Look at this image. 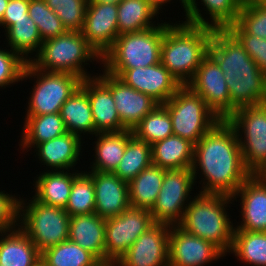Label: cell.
Returning <instances> with one entry per match:
<instances>
[{
  "mask_svg": "<svg viewBox=\"0 0 266 266\" xmlns=\"http://www.w3.org/2000/svg\"><path fill=\"white\" fill-rule=\"evenodd\" d=\"M191 169L195 181L198 171L204 176L198 192L228 196L252 175L244 166L236 130L227 120L219 121L194 145Z\"/></svg>",
  "mask_w": 266,
  "mask_h": 266,
  "instance_id": "1",
  "label": "cell"
},
{
  "mask_svg": "<svg viewBox=\"0 0 266 266\" xmlns=\"http://www.w3.org/2000/svg\"><path fill=\"white\" fill-rule=\"evenodd\" d=\"M208 53L224 72L231 115L237 108L266 102V74L228 29H213Z\"/></svg>",
  "mask_w": 266,
  "mask_h": 266,
  "instance_id": "2",
  "label": "cell"
},
{
  "mask_svg": "<svg viewBox=\"0 0 266 266\" xmlns=\"http://www.w3.org/2000/svg\"><path fill=\"white\" fill-rule=\"evenodd\" d=\"M178 22L163 34L160 63L185 86L208 54L213 28Z\"/></svg>",
  "mask_w": 266,
  "mask_h": 266,
  "instance_id": "3",
  "label": "cell"
},
{
  "mask_svg": "<svg viewBox=\"0 0 266 266\" xmlns=\"http://www.w3.org/2000/svg\"><path fill=\"white\" fill-rule=\"evenodd\" d=\"M232 202V196L199 192L187 205L178 226L211 242L226 256L231 250L235 230L226 211Z\"/></svg>",
  "mask_w": 266,
  "mask_h": 266,
  "instance_id": "4",
  "label": "cell"
},
{
  "mask_svg": "<svg viewBox=\"0 0 266 266\" xmlns=\"http://www.w3.org/2000/svg\"><path fill=\"white\" fill-rule=\"evenodd\" d=\"M34 57L30 63L38 70L72 73L82 80L93 77L84 69V66L89 64L87 62L93 60L102 65L101 57L81 32L66 31L43 41L39 53Z\"/></svg>",
  "mask_w": 266,
  "mask_h": 266,
  "instance_id": "5",
  "label": "cell"
},
{
  "mask_svg": "<svg viewBox=\"0 0 266 266\" xmlns=\"http://www.w3.org/2000/svg\"><path fill=\"white\" fill-rule=\"evenodd\" d=\"M169 22L138 32L119 35L102 56L103 69H133L160 63L163 34Z\"/></svg>",
  "mask_w": 266,
  "mask_h": 266,
  "instance_id": "6",
  "label": "cell"
},
{
  "mask_svg": "<svg viewBox=\"0 0 266 266\" xmlns=\"http://www.w3.org/2000/svg\"><path fill=\"white\" fill-rule=\"evenodd\" d=\"M25 201L21 198L19 202V228L40 252L68 240L70 216L65 209L46 205L34 197Z\"/></svg>",
  "mask_w": 266,
  "mask_h": 266,
  "instance_id": "7",
  "label": "cell"
},
{
  "mask_svg": "<svg viewBox=\"0 0 266 266\" xmlns=\"http://www.w3.org/2000/svg\"><path fill=\"white\" fill-rule=\"evenodd\" d=\"M36 78L28 100L26 115L60 113L61 106L81 85L82 79L72 73L48 72L35 68L27 62L22 79Z\"/></svg>",
  "mask_w": 266,
  "mask_h": 266,
  "instance_id": "8",
  "label": "cell"
},
{
  "mask_svg": "<svg viewBox=\"0 0 266 266\" xmlns=\"http://www.w3.org/2000/svg\"><path fill=\"white\" fill-rule=\"evenodd\" d=\"M173 135L180 136L195 145L221 119L206 105L204 99L182 86L167 102Z\"/></svg>",
  "mask_w": 266,
  "mask_h": 266,
  "instance_id": "9",
  "label": "cell"
},
{
  "mask_svg": "<svg viewBox=\"0 0 266 266\" xmlns=\"http://www.w3.org/2000/svg\"><path fill=\"white\" fill-rule=\"evenodd\" d=\"M227 121L236 130L244 166L253 174L266 160V102L237 108Z\"/></svg>",
  "mask_w": 266,
  "mask_h": 266,
  "instance_id": "10",
  "label": "cell"
},
{
  "mask_svg": "<svg viewBox=\"0 0 266 266\" xmlns=\"http://www.w3.org/2000/svg\"><path fill=\"white\" fill-rule=\"evenodd\" d=\"M195 183L191 168L166 170L156 202L150 210L154 223L178 225L192 199L190 194Z\"/></svg>",
  "mask_w": 266,
  "mask_h": 266,
  "instance_id": "11",
  "label": "cell"
},
{
  "mask_svg": "<svg viewBox=\"0 0 266 266\" xmlns=\"http://www.w3.org/2000/svg\"><path fill=\"white\" fill-rule=\"evenodd\" d=\"M154 224L147 209L130 207L105 221V264L114 266L130 246Z\"/></svg>",
  "mask_w": 266,
  "mask_h": 266,
  "instance_id": "12",
  "label": "cell"
},
{
  "mask_svg": "<svg viewBox=\"0 0 266 266\" xmlns=\"http://www.w3.org/2000/svg\"><path fill=\"white\" fill-rule=\"evenodd\" d=\"M186 86L202 97L207 107L221 120L231 116V100L224 72L208 53Z\"/></svg>",
  "mask_w": 266,
  "mask_h": 266,
  "instance_id": "13",
  "label": "cell"
},
{
  "mask_svg": "<svg viewBox=\"0 0 266 266\" xmlns=\"http://www.w3.org/2000/svg\"><path fill=\"white\" fill-rule=\"evenodd\" d=\"M103 70L133 89L151 96L159 104L167 102L182 87L161 63L133 69Z\"/></svg>",
  "mask_w": 266,
  "mask_h": 266,
  "instance_id": "14",
  "label": "cell"
},
{
  "mask_svg": "<svg viewBox=\"0 0 266 266\" xmlns=\"http://www.w3.org/2000/svg\"><path fill=\"white\" fill-rule=\"evenodd\" d=\"M170 225L154 223L114 266H169Z\"/></svg>",
  "mask_w": 266,
  "mask_h": 266,
  "instance_id": "15",
  "label": "cell"
},
{
  "mask_svg": "<svg viewBox=\"0 0 266 266\" xmlns=\"http://www.w3.org/2000/svg\"><path fill=\"white\" fill-rule=\"evenodd\" d=\"M102 73L83 79L80 85L88 94L95 134L124 131L110 92V74Z\"/></svg>",
  "mask_w": 266,
  "mask_h": 266,
  "instance_id": "16",
  "label": "cell"
},
{
  "mask_svg": "<svg viewBox=\"0 0 266 266\" xmlns=\"http://www.w3.org/2000/svg\"><path fill=\"white\" fill-rule=\"evenodd\" d=\"M168 256L169 266H204L225 255L211 242L171 225Z\"/></svg>",
  "mask_w": 266,
  "mask_h": 266,
  "instance_id": "17",
  "label": "cell"
},
{
  "mask_svg": "<svg viewBox=\"0 0 266 266\" xmlns=\"http://www.w3.org/2000/svg\"><path fill=\"white\" fill-rule=\"evenodd\" d=\"M118 8L110 3H88L80 31L89 45L102 56L112 47L118 34Z\"/></svg>",
  "mask_w": 266,
  "mask_h": 266,
  "instance_id": "18",
  "label": "cell"
},
{
  "mask_svg": "<svg viewBox=\"0 0 266 266\" xmlns=\"http://www.w3.org/2000/svg\"><path fill=\"white\" fill-rule=\"evenodd\" d=\"M92 179L95 190V213L108 219L131 207L128 182L112 172L85 171Z\"/></svg>",
  "mask_w": 266,
  "mask_h": 266,
  "instance_id": "19",
  "label": "cell"
},
{
  "mask_svg": "<svg viewBox=\"0 0 266 266\" xmlns=\"http://www.w3.org/2000/svg\"><path fill=\"white\" fill-rule=\"evenodd\" d=\"M110 92L121 123L126 130L133 131L140 121L159 104L151 96L133 89L111 74Z\"/></svg>",
  "mask_w": 266,
  "mask_h": 266,
  "instance_id": "20",
  "label": "cell"
},
{
  "mask_svg": "<svg viewBox=\"0 0 266 266\" xmlns=\"http://www.w3.org/2000/svg\"><path fill=\"white\" fill-rule=\"evenodd\" d=\"M240 197L241 225L235 230L266 232V182L251 175L232 196Z\"/></svg>",
  "mask_w": 266,
  "mask_h": 266,
  "instance_id": "21",
  "label": "cell"
},
{
  "mask_svg": "<svg viewBox=\"0 0 266 266\" xmlns=\"http://www.w3.org/2000/svg\"><path fill=\"white\" fill-rule=\"evenodd\" d=\"M82 138L73 133H65L49 141L38 144L34 149L42 165L51 171L69 170L76 166L82 155ZM81 153V154H80Z\"/></svg>",
  "mask_w": 266,
  "mask_h": 266,
  "instance_id": "22",
  "label": "cell"
},
{
  "mask_svg": "<svg viewBox=\"0 0 266 266\" xmlns=\"http://www.w3.org/2000/svg\"><path fill=\"white\" fill-rule=\"evenodd\" d=\"M105 221L96 213L70 217L68 240L91 252L105 264Z\"/></svg>",
  "mask_w": 266,
  "mask_h": 266,
  "instance_id": "23",
  "label": "cell"
},
{
  "mask_svg": "<svg viewBox=\"0 0 266 266\" xmlns=\"http://www.w3.org/2000/svg\"><path fill=\"white\" fill-rule=\"evenodd\" d=\"M200 2L204 5V11H207L205 14L210 15L211 21L208 22L209 20L202 16L196 0H186L184 22L213 29H228L237 22L241 10L238 0H201Z\"/></svg>",
  "mask_w": 266,
  "mask_h": 266,
  "instance_id": "24",
  "label": "cell"
},
{
  "mask_svg": "<svg viewBox=\"0 0 266 266\" xmlns=\"http://www.w3.org/2000/svg\"><path fill=\"white\" fill-rule=\"evenodd\" d=\"M79 173L78 170L70 173V170L67 172L66 170L51 171L50 169L40 173L38 177L36 176V181H33L35 182L33 189H36L32 197L46 205L65 209L73 179Z\"/></svg>",
  "mask_w": 266,
  "mask_h": 266,
  "instance_id": "25",
  "label": "cell"
},
{
  "mask_svg": "<svg viewBox=\"0 0 266 266\" xmlns=\"http://www.w3.org/2000/svg\"><path fill=\"white\" fill-rule=\"evenodd\" d=\"M0 236V266H32L41 259V252L19 227Z\"/></svg>",
  "mask_w": 266,
  "mask_h": 266,
  "instance_id": "26",
  "label": "cell"
},
{
  "mask_svg": "<svg viewBox=\"0 0 266 266\" xmlns=\"http://www.w3.org/2000/svg\"><path fill=\"white\" fill-rule=\"evenodd\" d=\"M194 145L172 135L151 145L152 164L165 170L191 168Z\"/></svg>",
  "mask_w": 266,
  "mask_h": 266,
  "instance_id": "27",
  "label": "cell"
},
{
  "mask_svg": "<svg viewBox=\"0 0 266 266\" xmlns=\"http://www.w3.org/2000/svg\"><path fill=\"white\" fill-rule=\"evenodd\" d=\"M133 136L131 130L95 134V156L91 171L114 172L121 161L128 140Z\"/></svg>",
  "mask_w": 266,
  "mask_h": 266,
  "instance_id": "28",
  "label": "cell"
},
{
  "mask_svg": "<svg viewBox=\"0 0 266 266\" xmlns=\"http://www.w3.org/2000/svg\"><path fill=\"white\" fill-rule=\"evenodd\" d=\"M60 116L68 133L94 134V120L87 92L79 86L61 106Z\"/></svg>",
  "mask_w": 266,
  "mask_h": 266,
  "instance_id": "29",
  "label": "cell"
},
{
  "mask_svg": "<svg viewBox=\"0 0 266 266\" xmlns=\"http://www.w3.org/2000/svg\"><path fill=\"white\" fill-rule=\"evenodd\" d=\"M22 128V149L35 148L38 144L67 133L60 113L45 115H26Z\"/></svg>",
  "mask_w": 266,
  "mask_h": 266,
  "instance_id": "30",
  "label": "cell"
},
{
  "mask_svg": "<svg viewBox=\"0 0 266 266\" xmlns=\"http://www.w3.org/2000/svg\"><path fill=\"white\" fill-rule=\"evenodd\" d=\"M165 169L154 164L128 182L131 207L151 210L162 186Z\"/></svg>",
  "mask_w": 266,
  "mask_h": 266,
  "instance_id": "31",
  "label": "cell"
},
{
  "mask_svg": "<svg viewBox=\"0 0 266 266\" xmlns=\"http://www.w3.org/2000/svg\"><path fill=\"white\" fill-rule=\"evenodd\" d=\"M117 8L119 35L143 31L160 24H154L153 21L160 14L159 10L148 0H122Z\"/></svg>",
  "mask_w": 266,
  "mask_h": 266,
  "instance_id": "32",
  "label": "cell"
},
{
  "mask_svg": "<svg viewBox=\"0 0 266 266\" xmlns=\"http://www.w3.org/2000/svg\"><path fill=\"white\" fill-rule=\"evenodd\" d=\"M6 35L11 50L17 53L26 63L34 58L29 55L34 52H36V55L39 53L43 43L36 23L31 17L15 20V23L6 31Z\"/></svg>",
  "mask_w": 266,
  "mask_h": 266,
  "instance_id": "33",
  "label": "cell"
},
{
  "mask_svg": "<svg viewBox=\"0 0 266 266\" xmlns=\"http://www.w3.org/2000/svg\"><path fill=\"white\" fill-rule=\"evenodd\" d=\"M230 253L244 264L266 266V232L234 230Z\"/></svg>",
  "mask_w": 266,
  "mask_h": 266,
  "instance_id": "34",
  "label": "cell"
},
{
  "mask_svg": "<svg viewBox=\"0 0 266 266\" xmlns=\"http://www.w3.org/2000/svg\"><path fill=\"white\" fill-rule=\"evenodd\" d=\"M47 266H100L102 263L89 251L70 240L41 252Z\"/></svg>",
  "mask_w": 266,
  "mask_h": 266,
  "instance_id": "35",
  "label": "cell"
},
{
  "mask_svg": "<svg viewBox=\"0 0 266 266\" xmlns=\"http://www.w3.org/2000/svg\"><path fill=\"white\" fill-rule=\"evenodd\" d=\"M151 164V145L133 135L128 140L124 155L113 173L120 179L129 182Z\"/></svg>",
  "mask_w": 266,
  "mask_h": 266,
  "instance_id": "36",
  "label": "cell"
},
{
  "mask_svg": "<svg viewBox=\"0 0 266 266\" xmlns=\"http://www.w3.org/2000/svg\"><path fill=\"white\" fill-rule=\"evenodd\" d=\"M132 132L137 139L150 145L172 136V121L167 108L163 104H158L140 121Z\"/></svg>",
  "mask_w": 266,
  "mask_h": 266,
  "instance_id": "37",
  "label": "cell"
},
{
  "mask_svg": "<svg viewBox=\"0 0 266 266\" xmlns=\"http://www.w3.org/2000/svg\"><path fill=\"white\" fill-rule=\"evenodd\" d=\"M65 211L70 217L95 213L94 183L93 179L85 171H80L73 179Z\"/></svg>",
  "mask_w": 266,
  "mask_h": 266,
  "instance_id": "38",
  "label": "cell"
},
{
  "mask_svg": "<svg viewBox=\"0 0 266 266\" xmlns=\"http://www.w3.org/2000/svg\"><path fill=\"white\" fill-rule=\"evenodd\" d=\"M28 15L36 23L42 41L66 32L60 18L46 5L45 0H30Z\"/></svg>",
  "mask_w": 266,
  "mask_h": 266,
  "instance_id": "39",
  "label": "cell"
},
{
  "mask_svg": "<svg viewBox=\"0 0 266 266\" xmlns=\"http://www.w3.org/2000/svg\"><path fill=\"white\" fill-rule=\"evenodd\" d=\"M45 2L60 18L66 31L82 30L88 0H45Z\"/></svg>",
  "mask_w": 266,
  "mask_h": 266,
  "instance_id": "40",
  "label": "cell"
},
{
  "mask_svg": "<svg viewBox=\"0 0 266 266\" xmlns=\"http://www.w3.org/2000/svg\"><path fill=\"white\" fill-rule=\"evenodd\" d=\"M228 30L239 40L247 54L266 74V39L248 34L237 22L232 24Z\"/></svg>",
  "mask_w": 266,
  "mask_h": 266,
  "instance_id": "41",
  "label": "cell"
},
{
  "mask_svg": "<svg viewBox=\"0 0 266 266\" xmlns=\"http://www.w3.org/2000/svg\"><path fill=\"white\" fill-rule=\"evenodd\" d=\"M25 65L26 62L11 49H0V89L20 82Z\"/></svg>",
  "mask_w": 266,
  "mask_h": 266,
  "instance_id": "42",
  "label": "cell"
},
{
  "mask_svg": "<svg viewBox=\"0 0 266 266\" xmlns=\"http://www.w3.org/2000/svg\"><path fill=\"white\" fill-rule=\"evenodd\" d=\"M237 23L248 34L266 39V5L242 8Z\"/></svg>",
  "mask_w": 266,
  "mask_h": 266,
  "instance_id": "43",
  "label": "cell"
},
{
  "mask_svg": "<svg viewBox=\"0 0 266 266\" xmlns=\"http://www.w3.org/2000/svg\"><path fill=\"white\" fill-rule=\"evenodd\" d=\"M17 197L0 190V233L19 227L20 197Z\"/></svg>",
  "mask_w": 266,
  "mask_h": 266,
  "instance_id": "44",
  "label": "cell"
},
{
  "mask_svg": "<svg viewBox=\"0 0 266 266\" xmlns=\"http://www.w3.org/2000/svg\"><path fill=\"white\" fill-rule=\"evenodd\" d=\"M30 0H9L0 26H3L6 32L15 20L28 19V7Z\"/></svg>",
  "mask_w": 266,
  "mask_h": 266,
  "instance_id": "45",
  "label": "cell"
},
{
  "mask_svg": "<svg viewBox=\"0 0 266 266\" xmlns=\"http://www.w3.org/2000/svg\"><path fill=\"white\" fill-rule=\"evenodd\" d=\"M240 8L251 7L256 5H266V0H238Z\"/></svg>",
  "mask_w": 266,
  "mask_h": 266,
  "instance_id": "46",
  "label": "cell"
},
{
  "mask_svg": "<svg viewBox=\"0 0 266 266\" xmlns=\"http://www.w3.org/2000/svg\"><path fill=\"white\" fill-rule=\"evenodd\" d=\"M257 180L266 182V160L261 166L252 174Z\"/></svg>",
  "mask_w": 266,
  "mask_h": 266,
  "instance_id": "47",
  "label": "cell"
},
{
  "mask_svg": "<svg viewBox=\"0 0 266 266\" xmlns=\"http://www.w3.org/2000/svg\"><path fill=\"white\" fill-rule=\"evenodd\" d=\"M157 10H161L162 6L165 5V3L170 2L171 0H148ZM182 3L181 5L184 8L185 12V6H186V0H180Z\"/></svg>",
  "mask_w": 266,
  "mask_h": 266,
  "instance_id": "48",
  "label": "cell"
},
{
  "mask_svg": "<svg viewBox=\"0 0 266 266\" xmlns=\"http://www.w3.org/2000/svg\"><path fill=\"white\" fill-rule=\"evenodd\" d=\"M8 3L9 0H0V22L2 21Z\"/></svg>",
  "mask_w": 266,
  "mask_h": 266,
  "instance_id": "49",
  "label": "cell"
},
{
  "mask_svg": "<svg viewBox=\"0 0 266 266\" xmlns=\"http://www.w3.org/2000/svg\"><path fill=\"white\" fill-rule=\"evenodd\" d=\"M122 0H88V3H110L118 5Z\"/></svg>",
  "mask_w": 266,
  "mask_h": 266,
  "instance_id": "50",
  "label": "cell"
},
{
  "mask_svg": "<svg viewBox=\"0 0 266 266\" xmlns=\"http://www.w3.org/2000/svg\"><path fill=\"white\" fill-rule=\"evenodd\" d=\"M32 266H47V265L42 259H40Z\"/></svg>",
  "mask_w": 266,
  "mask_h": 266,
  "instance_id": "51",
  "label": "cell"
}]
</instances>
